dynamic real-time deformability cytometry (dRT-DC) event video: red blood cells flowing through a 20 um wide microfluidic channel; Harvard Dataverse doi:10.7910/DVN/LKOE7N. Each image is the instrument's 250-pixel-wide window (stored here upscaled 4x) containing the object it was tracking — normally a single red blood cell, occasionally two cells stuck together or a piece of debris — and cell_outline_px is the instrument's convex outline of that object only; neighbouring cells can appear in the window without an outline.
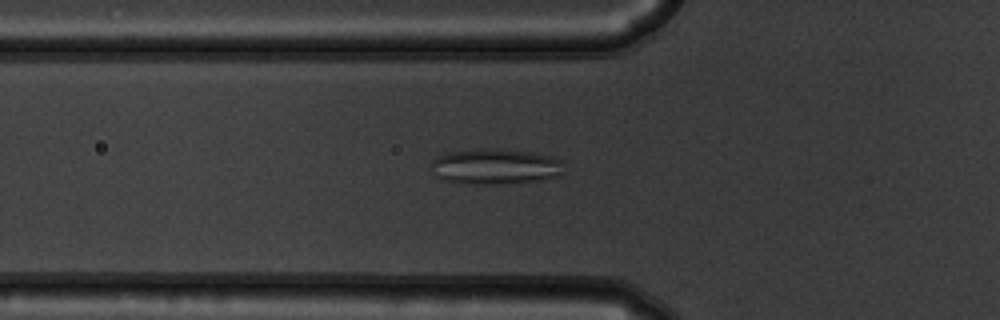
{"species": "common noctule bat (a hibernating species)", "species_latin": "Nyctalus noctula", "temperature_condition": "warm", "stored_images_in_passage": 55, "camera_frame_rate_fps": 3000, "um_per_image_px": 0.085, "animal": {"sex": "male", "body_mass_g": 19.5, "forearm_length_mm": 54.6}, "frame": {"image": 1, "passage_image": 20, "time_ms": 6.333, "image_size_px": [1000, 320], "cell_outline_px": [[560, 176], [540, 180], [492, 184], [468, 184], [444, 180], [436, 176], [432, 164], [432, 160], [436, 156], [448, 152], [488, 148], [500, 148], [532, 152], [552, 156], [560, 160]], "centroid_in_image_um": [42.07, 14.14], "position_along_channel_um": 83.7, "area_um2": 27.34}}
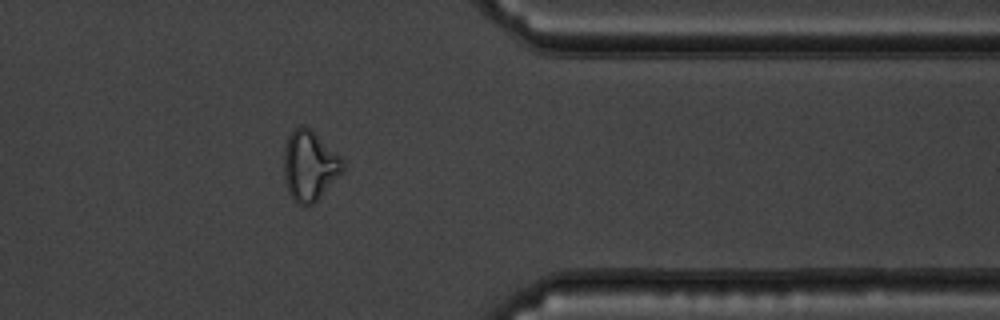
{"frame": {"image": 2, "passage_image": 45, "time_ms": 14.667, "image_size_px": [1000, 320], "cell_outline_px": [[344, 172], [312, 204], [296, 204], [292, 200], [288, 192], [284, 180], [284, 148], [288, 136], [296, 128], [304, 124], [340, 156], [344, 160]], "centroid_in_image_um": [26.3, 14.11], "position_along_channel_um": 385.1, "area_um2": 23.93}}
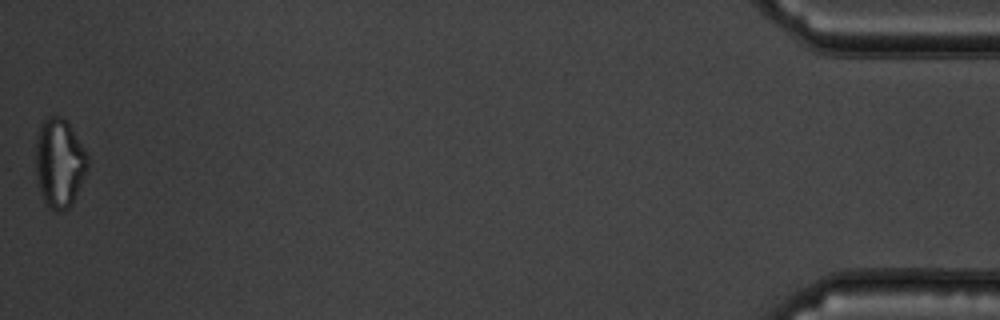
{"frame": {"image": 3, "passage_image": 55, "time_ms": 18.0, "image_size_px": [1000, 320], "cell_outline_px": [[88, 164], [84, 176], [72, 204], [68, 208], [60, 212], [52, 208], [44, 200], [36, 180], [36, 140], [40, 124], [48, 116], [60, 116], [68, 124], [88, 156]], "centroid_in_image_um": [5.03, 13.85], "position_along_channel_um": 430.2, "area_um2": 26.41}, "authors_computed_cell_mechanics": {"area_um2": 24.7384, "velocity_mm_per_s": 3.7497, "shape_relaxation_time_tau1_ms": null, "shape_relaxation_time_tau2_ms": 1.5422, "deformation_change_tau1": null, "deformation_change_tau2": 0.0877}}